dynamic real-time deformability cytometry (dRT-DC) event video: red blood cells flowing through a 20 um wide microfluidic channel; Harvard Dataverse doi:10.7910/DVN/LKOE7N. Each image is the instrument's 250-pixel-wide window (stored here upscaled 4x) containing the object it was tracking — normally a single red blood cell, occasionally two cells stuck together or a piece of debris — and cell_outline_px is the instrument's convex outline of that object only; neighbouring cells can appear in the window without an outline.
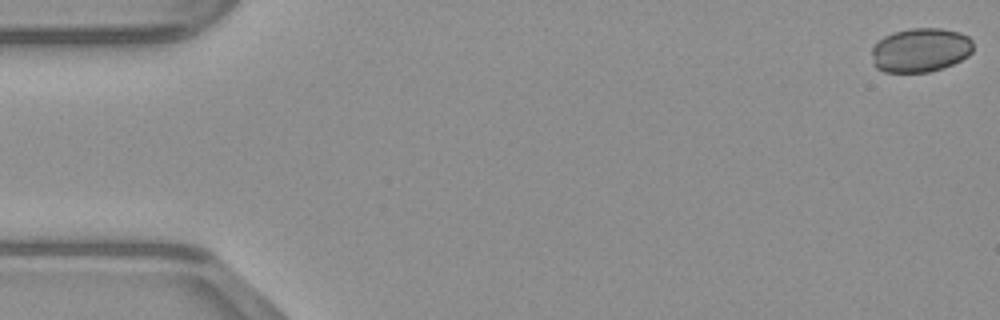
{"species": "common noctule bat (a hibernating species)", "species_latin": "Nyctalus noctula", "temperature_condition": "warm", "stored_images_in_passage": 48, "camera_frame_rate_fps": 3000, "um_per_image_px": 0.085, "animal": {"sex": "male", "body_mass_g": 23.1, "forearm_length_mm": 52.7}, "frame": {"image": 1, "passage_image": 1, "time_ms": 0.0, "image_size_px": [1000, 320], "cell_outline_px": [[972, 52], [968, 56], [944, 68], [928, 72], [884, 72], [876, 68], [872, 64], [872, 48], [884, 36], [892, 32], [912, 28], [940, 28], [960, 32], [968, 36], [972, 40]], "centroid_in_image_um": [78.23, 4.26], "position_along_channel_um": 6.8, "area_um2": 26.24}}
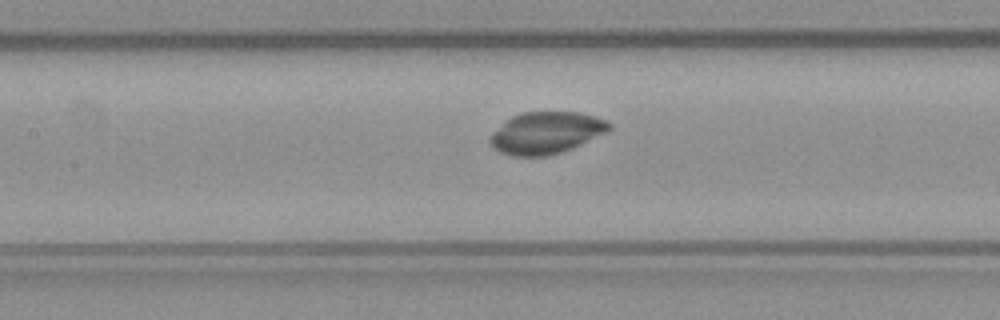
{"frame": {"image": 2, "passage_image": 22, "time_ms": 7.0, "image_size_px": [1000, 320], "cell_outline_px": [[612, 128], [608, 132], [572, 148], [548, 156], [512, 156], [500, 152], [488, 140], [492, 132], [512, 116], [524, 112], [580, 112], [608, 120], [612, 124]], "centroid_in_image_um": [46.46, 11.28], "position_along_channel_um": 160.9, "area_um2": 29.07}}
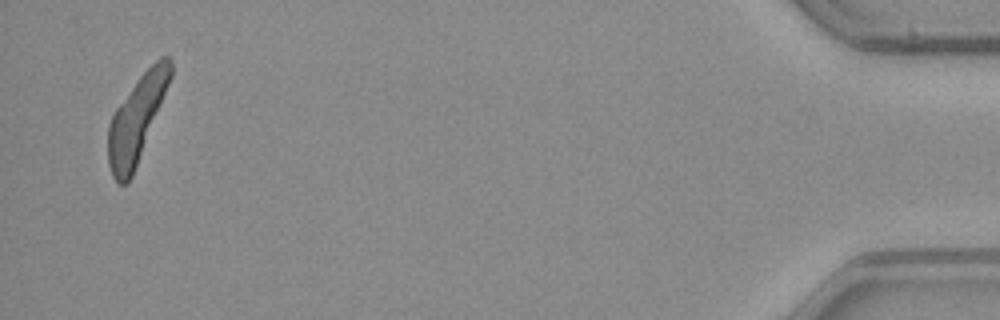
{"frame": {"image": 3, "passage_image": 47, "time_ms": 15.333, "image_size_px": [1000, 320], "cell_outline_px": [[172, 76], [132, 176], [128, 184], [120, 184], [112, 176], [108, 164], [108, 124], [116, 108], [140, 76], [160, 56], [168, 56], [172, 60]], "centroid_in_image_um": [11.6, 10.12], "position_along_channel_um": 423.6, "area_um2": 30.46}}